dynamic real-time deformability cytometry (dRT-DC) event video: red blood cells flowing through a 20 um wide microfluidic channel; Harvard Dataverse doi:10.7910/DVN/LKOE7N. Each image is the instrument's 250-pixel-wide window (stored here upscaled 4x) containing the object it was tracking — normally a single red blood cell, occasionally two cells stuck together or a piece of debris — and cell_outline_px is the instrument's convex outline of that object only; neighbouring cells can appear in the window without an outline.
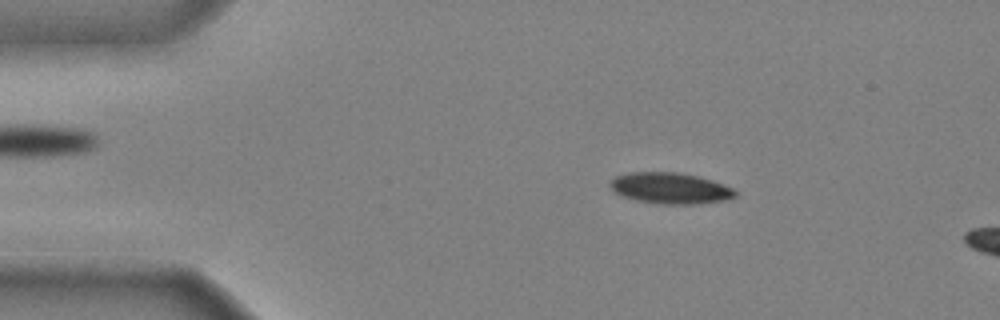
{"species": "common noctule bat (a hibernating species)", "species_latin": "Nyctalus noctula", "temperature_condition": "cold", "stored_images_in_passage": 43, "camera_frame_rate_fps": 3000, "um_per_image_px": 0.085, "animal": {"sex": "male", "body_mass_g": 20.4}, "frame": {"image": 1, "passage_image": 3, "time_ms": 0.667, "image_size_px": [1000, 320], "cell_outline_px": [[736, 196], [724, 200], [696, 204], [660, 204], [636, 200], [624, 196], [616, 192], [608, 184], [608, 180], [616, 176], [628, 172], [676, 172], [696, 176], [712, 180], [732, 188], [736, 192]], "centroid_in_image_um": [56.94, 15.99], "position_along_channel_um": 28.1, "area_um2": 22.54}}
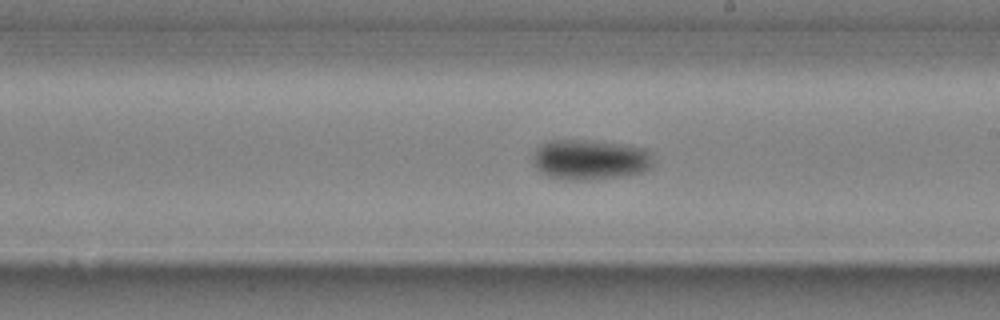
{"frame": {"image": 2, "passage_image": 23, "time_ms": 7.333, "image_size_px": [1000, 320], "cell_outline_px": [[652, 168], [644, 172], [628, 176], [588, 180], [568, 180], [548, 176], [540, 172], [532, 164], [536, 148], [540, 144], [552, 140], [584, 140], [628, 144], [644, 148], [652, 152]], "centroid_in_image_um": [50.19, 13.58], "position_along_channel_um": 238.8, "area_um2": 28.78}}
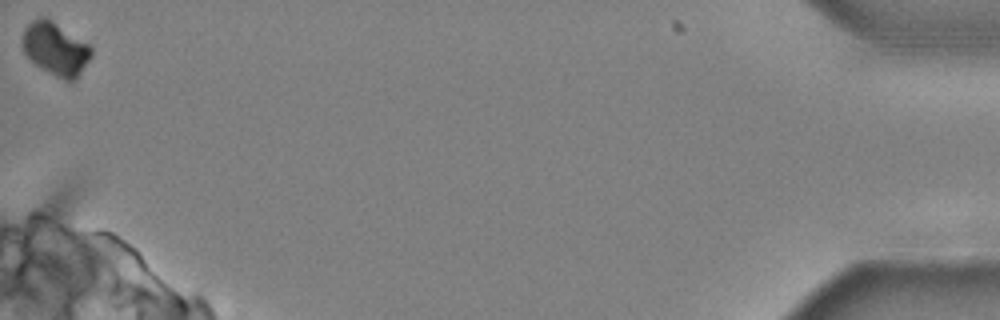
{"frame": {"image": 3, "passage_image": 43, "time_ms": 14.0, "image_size_px": [1000, 320], "cell_outline_px": [[92, 56], [76, 80], [72, 84], [48, 72], [36, 64], [24, 52], [20, 40], [24, 28], [32, 20], [40, 16], [44, 16], [88, 44], [92, 48]], "centroid_in_image_um": [4.71, 4.17], "position_along_channel_um": 430.5, "area_um2": 21.27}, "authors_computed_cell_mechanics": {"area_um2": 24.2182, "velocity_mm_per_s": 3.9486, "shape_relaxation_time_tau1_ms": 6.0848, "shape_relaxation_time_tau2_ms": null, "deformation_change_tau1": 0.2037, "deformation_change_tau2": null}}